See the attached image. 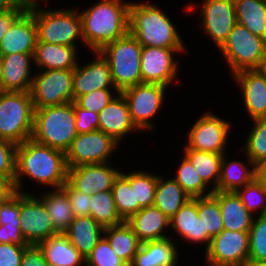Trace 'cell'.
Here are the masks:
<instances>
[{
    "label": "cell",
    "mask_w": 266,
    "mask_h": 266,
    "mask_svg": "<svg viewBox=\"0 0 266 266\" xmlns=\"http://www.w3.org/2000/svg\"><path fill=\"white\" fill-rule=\"evenodd\" d=\"M17 144L0 138V175L8 177L13 183L16 175Z\"/></svg>",
    "instance_id": "bcb514c9"
},
{
    "label": "cell",
    "mask_w": 266,
    "mask_h": 266,
    "mask_svg": "<svg viewBox=\"0 0 266 266\" xmlns=\"http://www.w3.org/2000/svg\"><path fill=\"white\" fill-rule=\"evenodd\" d=\"M28 7L34 13L39 41L51 44L77 47L76 40L83 42L82 20L76 9H42L39 2Z\"/></svg>",
    "instance_id": "5b68a950"
},
{
    "label": "cell",
    "mask_w": 266,
    "mask_h": 266,
    "mask_svg": "<svg viewBox=\"0 0 266 266\" xmlns=\"http://www.w3.org/2000/svg\"><path fill=\"white\" fill-rule=\"evenodd\" d=\"M33 76L30 93L34 109L73 102V70H42Z\"/></svg>",
    "instance_id": "9c48e42d"
},
{
    "label": "cell",
    "mask_w": 266,
    "mask_h": 266,
    "mask_svg": "<svg viewBox=\"0 0 266 266\" xmlns=\"http://www.w3.org/2000/svg\"><path fill=\"white\" fill-rule=\"evenodd\" d=\"M218 200L225 230L249 232L254 214L249 212L236 192L213 191Z\"/></svg>",
    "instance_id": "d4e9b609"
},
{
    "label": "cell",
    "mask_w": 266,
    "mask_h": 266,
    "mask_svg": "<svg viewBox=\"0 0 266 266\" xmlns=\"http://www.w3.org/2000/svg\"><path fill=\"white\" fill-rule=\"evenodd\" d=\"M141 51L142 45L130 32L99 51L110 66L113 83L119 92L142 83Z\"/></svg>",
    "instance_id": "8992f818"
},
{
    "label": "cell",
    "mask_w": 266,
    "mask_h": 266,
    "mask_svg": "<svg viewBox=\"0 0 266 266\" xmlns=\"http://www.w3.org/2000/svg\"><path fill=\"white\" fill-rule=\"evenodd\" d=\"M261 71L266 75V59L263 61Z\"/></svg>",
    "instance_id": "94428289"
},
{
    "label": "cell",
    "mask_w": 266,
    "mask_h": 266,
    "mask_svg": "<svg viewBox=\"0 0 266 266\" xmlns=\"http://www.w3.org/2000/svg\"><path fill=\"white\" fill-rule=\"evenodd\" d=\"M0 243L29 246L21 233L20 225L0 224Z\"/></svg>",
    "instance_id": "816d5d0a"
},
{
    "label": "cell",
    "mask_w": 266,
    "mask_h": 266,
    "mask_svg": "<svg viewBox=\"0 0 266 266\" xmlns=\"http://www.w3.org/2000/svg\"><path fill=\"white\" fill-rule=\"evenodd\" d=\"M93 53L97 57L92 62L89 61L83 66L77 63L76 68L73 70V101L81 95L94 90L116 89L107 60L99 51Z\"/></svg>",
    "instance_id": "ac0fdd59"
},
{
    "label": "cell",
    "mask_w": 266,
    "mask_h": 266,
    "mask_svg": "<svg viewBox=\"0 0 266 266\" xmlns=\"http://www.w3.org/2000/svg\"><path fill=\"white\" fill-rule=\"evenodd\" d=\"M236 193L249 212L260 209L258 215L266 214V189L255 178Z\"/></svg>",
    "instance_id": "b9f144b4"
},
{
    "label": "cell",
    "mask_w": 266,
    "mask_h": 266,
    "mask_svg": "<svg viewBox=\"0 0 266 266\" xmlns=\"http://www.w3.org/2000/svg\"><path fill=\"white\" fill-rule=\"evenodd\" d=\"M45 261L51 266H81L85 257L73 246L64 233L50 236L38 244Z\"/></svg>",
    "instance_id": "83f0119b"
},
{
    "label": "cell",
    "mask_w": 266,
    "mask_h": 266,
    "mask_svg": "<svg viewBox=\"0 0 266 266\" xmlns=\"http://www.w3.org/2000/svg\"><path fill=\"white\" fill-rule=\"evenodd\" d=\"M184 52L185 48L142 46L140 58L142 83L170 86L179 71V63L173 56Z\"/></svg>",
    "instance_id": "9a60e30c"
},
{
    "label": "cell",
    "mask_w": 266,
    "mask_h": 266,
    "mask_svg": "<svg viewBox=\"0 0 266 266\" xmlns=\"http://www.w3.org/2000/svg\"><path fill=\"white\" fill-rule=\"evenodd\" d=\"M126 223L141 242L166 238V228H170V219L156 206L142 208L131 215Z\"/></svg>",
    "instance_id": "cb8c5ba5"
},
{
    "label": "cell",
    "mask_w": 266,
    "mask_h": 266,
    "mask_svg": "<svg viewBox=\"0 0 266 266\" xmlns=\"http://www.w3.org/2000/svg\"><path fill=\"white\" fill-rule=\"evenodd\" d=\"M207 266H242L249 258V232L222 230L205 250Z\"/></svg>",
    "instance_id": "4fadbf2b"
},
{
    "label": "cell",
    "mask_w": 266,
    "mask_h": 266,
    "mask_svg": "<svg viewBox=\"0 0 266 266\" xmlns=\"http://www.w3.org/2000/svg\"><path fill=\"white\" fill-rule=\"evenodd\" d=\"M0 87H2V55L0 54Z\"/></svg>",
    "instance_id": "91938a15"
},
{
    "label": "cell",
    "mask_w": 266,
    "mask_h": 266,
    "mask_svg": "<svg viewBox=\"0 0 266 266\" xmlns=\"http://www.w3.org/2000/svg\"><path fill=\"white\" fill-rule=\"evenodd\" d=\"M183 150L184 156L197 170L202 181L207 186L214 184L212 190L215 191L220 179L221 161L224 154L196 151L186 146H184Z\"/></svg>",
    "instance_id": "e575fe53"
},
{
    "label": "cell",
    "mask_w": 266,
    "mask_h": 266,
    "mask_svg": "<svg viewBox=\"0 0 266 266\" xmlns=\"http://www.w3.org/2000/svg\"><path fill=\"white\" fill-rule=\"evenodd\" d=\"M62 189L67 193L74 217L89 216L91 195L76 190L68 181Z\"/></svg>",
    "instance_id": "7dc6e473"
},
{
    "label": "cell",
    "mask_w": 266,
    "mask_h": 266,
    "mask_svg": "<svg viewBox=\"0 0 266 266\" xmlns=\"http://www.w3.org/2000/svg\"><path fill=\"white\" fill-rule=\"evenodd\" d=\"M170 227L176 235L193 243H206L208 248L211 238L203 232L202 221L198 218L197 197L188 200L171 218Z\"/></svg>",
    "instance_id": "603a6c76"
},
{
    "label": "cell",
    "mask_w": 266,
    "mask_h": 266,
    "mask_svg": "<svg viewBox=\"0 0 266 266\" xmlns=\"http://www.w3.org/2000/svg\"><path fill=\"white\" fill-rule=\"evenodd\" d=\"M42 266H51V265H49L47 262L44 264V265H42Z\"/></svg>",
    "instance_id": "03108f58"
},
{
    "label": "cell",
    "mask_w": 266,
    "mask_h": 266,
    "mask_svg": "<svg viewBox=\"0 0 266 266\" xmlns=\"http://www.w3.org/2000/svg\"><path fill=\"white\" fill-rule=\"evenodd\" d=\"M99 130L120 141L134 130L140 131L132 122L127 102L121 93L99 113Z\"/></svg>",
    "instance_id": "7402d4cb"
},
{
    "label": "cell",
    "mask_w": 266,
    "mask_h": 266,
    "mask_svg": "<svg viewBox=\"0 0 266 266\" xmlns=\"http://www.w3.org/2000/svg\"><path fill=\"white\" fill-rule=\"evenodd\" d=\"M34 112L30 91H4L0 98V138L17 145L30 139Z\"/></svg>",
    "instance_id": "52a82bcc"
},
{
    "label": "cell",
    "mask_w": 266,
    "mask_h": 266,
    "mask_svg": "<svg viewBox=\"0 0 266 266\" xmlns=\"http://www.w3.org/2000/svg\"><path fill=\"white\" fill-rule=\"evenodd\" d=\"M121 171L108 163L82 164L68 168L67 181L78 191L90 194L111 190Z\"/></svg>",
    "instance_id": "e0dca14e"
},
{
    "label": "cell",
    "mask_w": 266,
    "mask_h": 266,
    "mask_svg": "<svg viewBox=\"0 0 266 266\" xmlns=\"http://www.w3.org/2000/svg\"><path fill=\"white\" fill-rule=\"evenodd\" d=\"M119 143L101 130L77 134L66 151V164L73 168L82 164L108 163Z\"/></svg>",
    "instance_id": "8fae6325"
},
{
    "label": "cell",
    "mask_w": 266,
    "mask_h": 266,
    "mask_svg": "<svg viewBox=\"0 0 266 266\" xmlns=\"http://www.w3.org/2000/svg\"><path fill=\"white\" fill-rule=\"evenodd\" d=\"M201 4V27L219 49L237 23L234 0H204Z\"/></svg>",
    "instance_id": "2e32d148"
},
{
    "label": "cell",
    "mask_w": 266,
    "mask_h": 266,
    "mask_svg": "<svg viewBox=\"0 0 266 266\" xmlns=\"http://www.w3.org/2000/svg\"><path fill=\"white\" fill-rule=\"evenodd\" d=\"M190 199L191 197L173 178L165 181L163 177L158 176L153 205L169 219Z\"/></svg>",
    "instance_id": "1f68e13d"
},
{
    "label": "cell",
    "mask_w": 266,
    "mask_h": 266,
    "mask_svg": "<svg viewBox=\"0 0 266 266\" xmlns=\"http://www.w3.org/2000/svg\"><path fill=\"white\" fill-rule=\"evenodd\" d=\"M85 266H128L116 256L107 238L103 236L86 258Z\"/></svg>",
    "instance_id": "ee69618b"
},
{
    "label": "cell",
    "mask_w": 266,
    "mask_h": 266,
    "mask_svg": "<svg viewBox=\"0 0 266 266\" xmlns=\"http://www.w3.org/2000/svg\"><path fill=\"white\" fill-rule=\"evenodd\" d=\"M123 0H101L79 12L83 42L93 52L122 38L129 32V7Z\"/></svg>",
    "instance_id": "7a4b0ae2"
},
{
    "label": "cell",
    "mask_w": 266,
    "mask_h": 266,
    "mask_svg": "<svg viewBox=\"0 0 266 266\" xmlns=\"http://www.w3.org/2000/svg\"><path fill=\"white\" fill-rule=\"evenodd\" d=\"M27 6L23 0H0V11L25 10Z\"/></svg>",
    "instance_id": "9f6ffc18"
},
{
    "label": "cell",
    "mask_w": 266,
    "mask_h": 266,
    "mask_svg": "<svg viewBox=\"0 0 266 266\" xmlns=\"http://www.w3.org/2000/svg\"><path fill=\"white\" fill-rule=\"evenodd\" d=\"M19 220L21 233L29 245H38L58 234L43 202L28 192H20Z\"/></svg>",
    "instance_id": "5bb4252c"
},
{
    "label": "cell",
    "mask_w": 266,
    "mask_h": 266,
    "mask_svg": "<svg viewBox=\"0 0 266 266\" xmlns=\"http://www.w3.org/2000/svg\"><path fill=\"white\" fill-rule=\"evenodd\" d=\"M26 176L37 185L52 186L60 189L67 182L68 167L65 152L40 144L32 138L27 139L16 148V175L14 187L22 192V179Z\"/></svg>",
    "instance_id": "6da1fadb"
},
{
    "label": "cell",
    "mask_w": 266,
    "mask_h": 266,
    "mask_svg": "<svg viewBox=\"0 0 266 266\" xmlns=\"http://www.w3.org/2000/svg\"><path fill=\"white\" fill-rule=\"evenodd\" d=\"M38 1L37 0H25V3L27 5L31 4V3H37Z\"/></svg>",
    "instance_id": "be15d7a7"
},
{
    "label": "cell",
    "mask_w": 266,
    "mask_h": 266,
    "mask_svg": "<svg viewBox=\"0 0 266 266\" xmlns=\"http://www.w3.org/2000/svg\"><path fill=\"white\" fill-rule=\"evenodd\" d=\"M171 19L152 3H134L129 7V32L142 46L185 48Z\"/></svg>",
    "instance_id": "3957f363"
},
{
    "label": "cell",
    "mask_w": 266,
    "mask_h": 266,
    "mask_svg": "<svg viewBox=\"0 0 266 266\" xmlns=\"http://www.w3.org/2000/svg\"><path fill=\"white\" fill-rule=\"evenodd\" d=\"M104 236L116 256L129 266L142 243L132 228L124 221L116 226L105 227Z\"/></svg>",
    "instance_id": "4dcf8cb0"
},
{
    "label": "cell",
    "mask_w": 266,
    "mask_h": 266,
    "mask_svg": "<svg viewBox=\"0 0 266 266\" xmlns=\"http://www.w3.org/2000/svg\"><path fill=\"white\" fill-rule=\"evenodd\" d=\"M197 210L203 232H207L211 239L224 230L219 202L212 194L197 197Z\"/></svg>",
    "instance_id": "74e56055"
},
{
    "label": "cell",
    "mask_w": 266,
    "mask_h": 266,
    "mask_svg": "<svg viewBox=\"0 0 266 266\" xmlns=\"http://www.w3.org/2000/svg\"><path fill=\"white\" fill-rule=\"evenodd\" d=\"M249 258L266 260V214L254 217L249 231Z\"/></svg>",
    "instance_id": "7bdbcfd3"
},
{
    "label": "cell",
    "mask_w": 266,
    "mask_h": 266,
    "mask_svg": "<svg viewBox=\"0 0 266 266\" xmlns=\"http://www.w3.org/2000/svg\"><path fill=\"white\" fill-rule=\"evenodd\" d=\"M15 192L14 183L8 177L0 175V200H7Z\"/></svg>",
    "instance_id": "11a10c76"
},
{
    "label": "cell",
    "mask_w": 266,
    "mask_h": 266,
    "mask_svg": "<svg viewBox=\"0 0 266 266\" xmlns=\"http://www.w3.org/2000/svg\"><path fill=\"white\" fill-rule=\"evenodd\" d=\"M158 176L143 170L130 172V184L134 187L135 203H139V211L154 204Z\"/></svg>",
    "instance_id": "ab89813d"
},
{
    "label": "cell",
    "mask_w": 266,
    "mask_h": 266,
    "mask_svg": "<svg viewBox=\"0 0 266 266\" xmlns=\"http://www.w3.org/2000/svg\"><path fill=\"white\" fill-rule=\"evenodd\" d=\"M46 263L44 254L38 245H29L23 252L20 266H42Z\"/></svg>",
    "instance_id": "f5cc1de1"
},
{
    "label": "cell",
    "mask_w": 266,
    "mask_h": 266,
    "mask_svg": "<svg viewBox=\"0 0 266 266\" xmlns=\"http://www.w3.org/2000/svg\"><path fill=\"white\" fill-rule=\"evenodd\" d=\"M5 200H0V207H1V204L4 202Z\"/></svg>",
    "instance_id": "003e7915"
},
{
    "label": "cell",
    "mask_w": 266,
    "mask_h": 266,
    "mask_svg": "<svg viewBox=\"0 0 266 266\" xmlns=\"http://www.w3.org/2000/svg\"><path fill=\"white\" fill-rule=\"evenodd\" d=\"M171 238L142 242L129 266H177L178 251Z\"/></svg>",
    "instance_id": "4316f807"
},
{
    "label": "cell",
    "mask_w": 266,
    "mask_h": 266,
    "mask_svg": "<svg viewBox=\"0 0 266 266\" xmlns=\"http://www.w3.org/2000/svg\"><path fill=\"white\" fill-rule=\"evenodd\" d=\"M262 40H263V42H264V45H265V47H266V29L264 30V33H263V35H262Z\"/></svg>",
    "instance_id": "6125c7cd"
},
{
    "label": "cell",
    "mask_w": 266,
    "mask_h": 266,
    "mask_svg": "<svg viewBox=\"0 0 266 266\" xmlns=\"http://www.w3.org/2000/svg\"><path fill=\"white\" fill-rule=\"evenodd\" d=\"M255 179L266 189V161L255 165Z\"/></svg>",
    "instance_id": "6f0895ef"
},
{
    "label": "cell",
    "mask_w": 266,
    "mask_h": 266,
    "mask_svg": "<svg viewBox=\"0 0 266 266\" xmlns=\"http://www.w3.org/2000/svg\"><path fill=\"white\" fill-rule=\"evenodd\" d=\"M3 93H4V90H3L2 87H0V98H1V96H2Z\"/></svg>",
    "instance_id": "e7e4bbea"
},
{
    "label": "cell",
    "mask_w": 266,
    "mask_h": 266,
    "mask_svg": "<svg viewBox=\"0 0 266 266\" xmlns=\"http://www.w3.org/2000/svg\"><path fill=\"white\" fill-rule=\"evenodd\" d=\"M253 126L247 135V141L244 148L245 155L255 165L266 161V118H257L252 120Z\"/></svg>",
    "instance_id": "60d3db41"
},
{
    "label": "cell",
    "mask_w": 266,
    "mask_h": 266,
    "mask_svg": "<svg viewBox=\"0 0 266 266\" xmlns=\"http://www.w3.org/2000/svg\"><path fill=\"white\" fill-rule=\"evenodd\" d=\"M64 234L86 259L104 236V227L91 216L74 217Z\"/></svg>",
    "instance_id": "f1b7e54d"
},
{
    "label": "cell",
    "mask_w": 266,
    "mask_h": 266,
    "mask_svg": "<svg viewBox=\"0 0 266 266\" xmlns=\"http://www.w3.org/2000/svg\"><path fill=\"white\" fill-rule=\"evenodd\" d=\"M37 25L33 11L27 8L11 23L0 42L2 56L14 53H35Z\"/></svg>",
    "instance_id": "d6986e66"
},
{
    "label": "cell",
    "mask_w": 266,
    "mask_h": 266,
    "mask_svg": "<svg viewBox=\"0 0 266 266\" xmlns=\"http://www.w3.org/2000/svg\"><path fill=\"white\" fill-rule=\"evenodd\" d=\"M237 23L262 37L266 29V0H234Z\"/></svg>",
    "instance_id": "836d02e7"
},
{
    "label": "cell",
    "mask_w": 266,
    "mask_h": 266,
    "mask_svg": "<svg viewBox=\"0 0 266 266\" xmlns=\"http://www.w3.org/2000/svg\"><path fill=\"white\" fill-rule=\"evenodd\" d=\"M73 102L35 109L31 138L66 153L77 136Z\"/></svg>",
    "instance_id": "277c9868"
},
{
    "label": "cell",
    "mask_w": 266,
    "mask_h": 266,
    "mask_svg": "<svg viewBox=\"0 0 266 266\" xmlns=\"http://www.w3.org/2000/svg\"><path fill=\"white\" fill-rule=\"evenodd\" d=\"M242 266H266V260L248 258Z\"/></svg>",
    "instance_id": "680465c9"
},
{
    "label": "cell",
    "mask_w": 266,
    "mask_h": 266,
    "mask_svg": "<svg viewBox=\"0 0 266 266\" xmlns=\"http://www.w3.org/2000/svg\"><path fill=\"white\" fill-rule=\"evenodd\" d=\"M231 124L210 111L199 117L188 131L186 147L196 151L225 154Z\"/></svg>",
    "instance_id": "7c38bea8"
},
{
    "label": "cell",
    "mask_w": 266,
    "mask_h": 266,
    "mask_svg": "<svg viewBox=\"0 0 266 266\" xmlns=\"http://www.w3.org/2000/svg\"><path fill=\"white\" fill-rule=\"evenodd\" d=\"M76 130L78 134L99 130V114L91 112L73 101Z\"/></svg>",
    "instance_id": "c3c4849f"
},
{
    "label": "cell",
    "mask_w": 266,
    "mask_h": 266,
    "mask_svg": "<svg viewBox=\"0 0 266 266\" xmlns=\"http://www.w3.org/2000/svg\"><path fill=\"white\" fill-rule=\"evenodd\" d=\"M232 76L241 88L248 116L252 120L266 118V75L261 69H253L242 70Z\"/></svg>",
    "instance_id": "ffe728a7"
},
{
    "label": "cell",
    "mask_w": 266,
    "mask_h": 266,
    "mask_svg": "<svg viewBox=\"0 0 266 266\" xmlns=\"http://www.w3.org/2000/svg\"><path fill=\"white\" fill-rule=\"evenodd\" d=\"M20 192H15L0 207V224L1 225H20Z\"/></svg>",
    "instance_id": "681fc988"
},
{
    "label": "cell",
    "mask_w": 266,
    "mask_h": 266,
    "mask_svg": "<svg viewBox=\"0 0 266 266\" xmlns=\"http://www.w3.org/2000/svg\"><path fill=\"white\" fill-rule=\"evenodd\" d=\"M111 191L117 212L124 221L139 211V203H135L134 187L130 184V172H121Z\"/></svg>",
    "instance_id": "8d00e7d4"
},
{
    "label": "cell",
    "mask_w": 266,
    "mask_h": 266,
    "mask_svg": "<svg viewBox=\"0 0 266 266\" xmlns=\"http://www.w3.org/2000/svg\"><path fill=\"white\" fill-rule=\"evenodd\" d=\"M219 50L229 64L232 75L242 70L261 69L266 59L262 38L239 23L235 24Z\"/></svg>",
    "instance_id": "ba28073f"
},
{
    "label": "cell",
    "mask_w": 266,
    "mask_h": 266,
    "mask_svg": "<svg viewBox=\"0 0 266 266\" xmlns=\"http://www.w3.org/2000/svg\"><path fill=\"white\" fill-rule=\"evenodd\" d=\"M49 213L58 233H64L74 219L67 193L62 189L49 190L38 197Z\"/></svg>",
    "instance_id": "d6a6232c"
},
{
    "label": "cell",
    "mask_w": 266,
    "mask_h": 266,
    "mask_svg": "<svg viewBox=\"0 0 266 266\" xmlns=\"http://www.w3.org/2000/svg\"><path fill=\"white\" fill-rule=\"evenodd\" d=\"M24 10H6L0 11V42L5 33L7 32L11 23L23 12Z\"/></svg>",
    "instance_id": "db71d44e"
},
{
    "label": "cell",
    "mask_w": 266,
    "mask_h": 266,
    "mask_svg": "<svg viewBox=\"0 0 266 266\" xmlns=\"http://www.w3.org/2000/svg\"><path fill=\"white\" fill-rule=\"evenodd\" d=\"M28 246L0 243V266H20L23 252Z\"/></svg>",
    "instance_id": "f907efd6"
},
{
    "label": "cell",
    "mask_w": 266,
    "mask_h": 266,
    "mask_svg": "<svg viewBox=\"0 0 266 266\" xmlns=\"http://www.w3.org/2000/svg\"><path fill=\"white\" fill-rule=\"evenodd\" d=\"M89 216L104 228L116 226L124 222L117 212L111 190L91 195Z\"/></svg>",
    "instance_id": "d590c367"
},
{
    "label": "cell",
    "mask_w": 266,
    "mask_h": 266,
    "mask_svg": "<svg viewBox=\"0 0 266 266\" xmlns=\"http://www.w3.org/2000/svg\"><path fill=\"white\" fill-rule=\"evenodd\" d=\"M77 47L51 44L37 39L34 65L43 70H74L77 66Z\"/></svg>",
    "instance_id": "484cf974"
},
{
    "label": "cell",
    "mask_w": 266,
    "mask_h": 266,
    "mask_svg": "<svg viewBox=\"0 0 266 266\" xmlns=\"http://www.w3.org/2000/svg\"><path fill=\"white\" fill-rule=\"evenodd\" d=\"M113 90L116 94L120 93L117 89H98L81 95L75 102L79 106L99 114L116 97L113 95Z\"/></svg>",
    "instance_id": "f6af8a7d"
},
{
    "label": "cell",
    "mask_w": 266,
    "mask_h": 266,
    "mask_svg": "<svg viewBox=\"0 0 266 266\" xmlns=\"http://www.w3.org/2000/svg\"><path fill=\"white\" fill-rule=\"evenodd\" d=\"M32 61V62H31ZM34 53H14L2 56V88L4 91L29 92L33 75Z\"/></svg>",
    "instance_id": "44dd1931"
},
{
    "label": "cell",
    "mask_w": 266,
    "mask_h": 266,
    "mask_svg": "<svg viewBox=\"0 0 266 266\" xmlns=\"http://www.w3.org/2000/svg\"><path fill=\"white\" fill-rule=\"evenodd\" d=\"M246 159L248 164L239 160L227 161L223 155L220 179L215 191L236 192L255 178V164L247 156Z\"/></svg>",
    "instance_id": "f546056e"
},
{
    "label": "cell",
    "mask_w": 266,
    "mask_h": 266,
    "mask_svg": "<svg viewBox=\"0 0 266 266\" xmlns=\"http://www.w3.org/2000/svg\"><path fill=\"white\" fill-rule=\"evenodd\" d=\"M173 179L191 198L204 197L213 193L212 189L208 192L206 191L209 186L202 181L197 170L185 156H183L177 168V174Z\"/></svg>",
    "instance_id": "f35d334b"
},
{
    "label": "cell",
    "mask_w": 266,
    "mask_h": 266,
    "mask_svg": "<svg viewBox=\"0 0 266 266\" xmlns=\"http://www.w3.org/2000/svg\"><path fill=\"white\" fill-rule=\"evenodd\" d=\"M166 86L161 84L141 83L124 89L120 93L125 98L132 122L139 130H151V122L163 105Z\"/></svg>",
    "instance_id": "30bf717a"
}]
</instances>
